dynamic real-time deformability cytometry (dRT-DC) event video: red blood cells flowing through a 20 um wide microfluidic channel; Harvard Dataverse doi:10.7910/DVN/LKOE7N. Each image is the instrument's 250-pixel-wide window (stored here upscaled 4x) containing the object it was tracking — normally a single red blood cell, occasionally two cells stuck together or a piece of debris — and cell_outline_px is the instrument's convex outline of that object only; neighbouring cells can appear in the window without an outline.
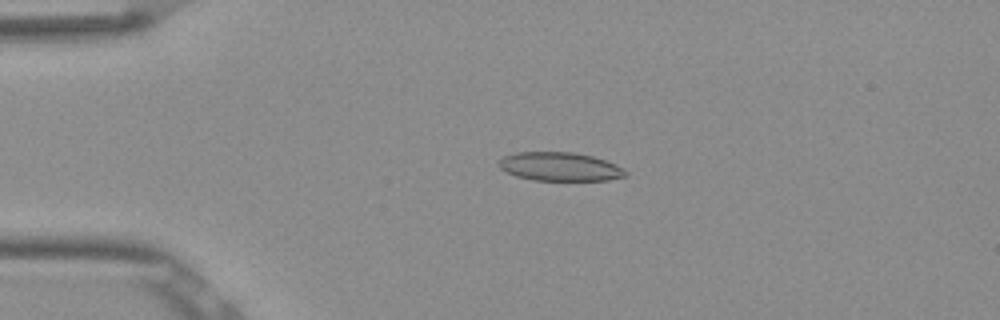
{"species": "Egyptian fruit bat (a non-hibernating species)", "species_latin": "Rousettus aegyptiacus", "temperature_condition": "room temperature", "stored_images_in_passage": 51, "camera_frame_rate_fps": 3000, "um_per_image_px": 0.085, "frame": {"image": 1, "passage_image": 11, "time_ms": 3.333, "image_size_px": [1000, 320], "cell_outline_px": [[628, 176], [608, 180], [532, 180], [516, 176], [500, 168], [496, 164], [504, 156], [516, 152], [572, 152], [592, 156], [604, 160], [628, 172]], "centroid_in_image_um": [47.55, 14.17], "position_along_channel_um": 37.4, "area_um2": 20.98}}
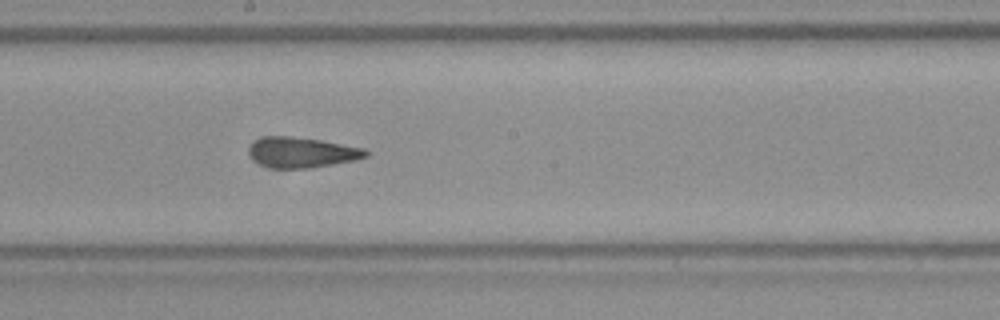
{"frame": {"image": 2, "passage_image": 28, "time_ms": 9.0, "image_size_px": [1000, 320], "cell_outline_px": [[368, 156], [352, 160], [332, 164], [308, 168], [272, 168], [260, 164], [252, 160], [248, 152], [248, 148], [256, 140], [268, 136], [292, 136], [320, 140], [364, 148], [368, 152]], "centroid_in_image_um": [25.61, 12.95], "position_along_channel_um": 222.6, "area_um2": 20.52}}
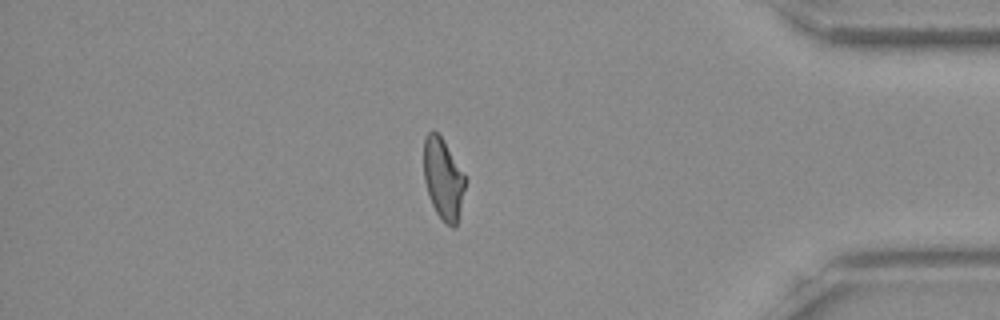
{"frame": {"image": 3, "passage_image": 44, "time_ms": 14.333, "image_size_px": [1000, 320], "cell_outline_px": [[468, 180], [456, 228], [452, 228], [436, 212], [432, 204], [424, 180], [424, 136], [432, 128], [440, 136], [464, 172]], "centroid_in_image_um": [37.7, 15.19], "position_along_channel_um": 397.5, "area_um2": 19.77}, "authors_computed_cell_mechanics": {"area_um2": 20.5768, "velocity_mm_per_s": 3.8866, "shape_relaxation_time_tau1_ms": null, "shape_relaxation_time_tau2_ms": 2.3244, "deformation_change_tau1": null, "deformation_change_tau2": 0.0925}}